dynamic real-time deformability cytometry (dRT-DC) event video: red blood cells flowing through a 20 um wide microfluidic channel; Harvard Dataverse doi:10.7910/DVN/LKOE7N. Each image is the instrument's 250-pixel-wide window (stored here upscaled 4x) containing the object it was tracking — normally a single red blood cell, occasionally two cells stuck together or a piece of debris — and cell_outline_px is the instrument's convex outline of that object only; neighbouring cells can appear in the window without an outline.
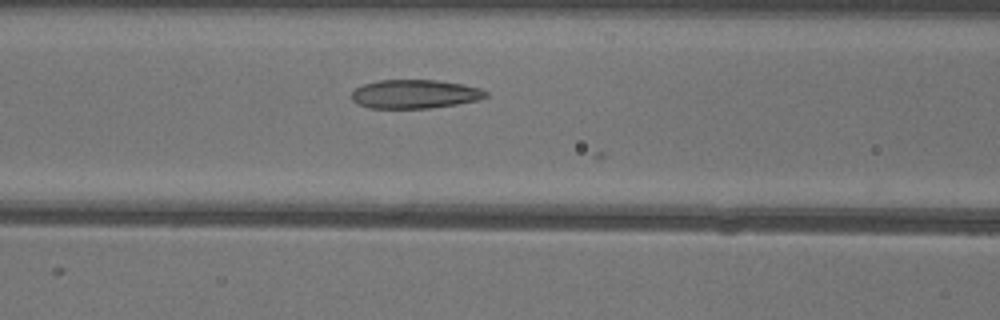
{"species": "common noctule bat (a hibernating species)", "species_latin": "Nyctalus noctula", "temperature_condition": "warm", "stored_images_in_passage": 14, "camera_frame_rate_fps": 3000, "um_per_image_px": 0.085, "animal": {"sex": "female"}, "frame": {"image": 1, "passage_image": 12, "time_ms": 3.667, "image_size_px": [1000, 320], "cell_outline_px": [[488, 96], [480, 100], [456, 104], [428, 108], [368, 108], [356, 104], [352, 100], [352, 92], [356, 88], [364, 84], [380, 80], [436, 80], [460, 84], [480, 88], [488, 92]], "centroid_in_image_um": [35.25, 8.0], "position_along_channel_um": 131.3, "area_um2": 22.48}}